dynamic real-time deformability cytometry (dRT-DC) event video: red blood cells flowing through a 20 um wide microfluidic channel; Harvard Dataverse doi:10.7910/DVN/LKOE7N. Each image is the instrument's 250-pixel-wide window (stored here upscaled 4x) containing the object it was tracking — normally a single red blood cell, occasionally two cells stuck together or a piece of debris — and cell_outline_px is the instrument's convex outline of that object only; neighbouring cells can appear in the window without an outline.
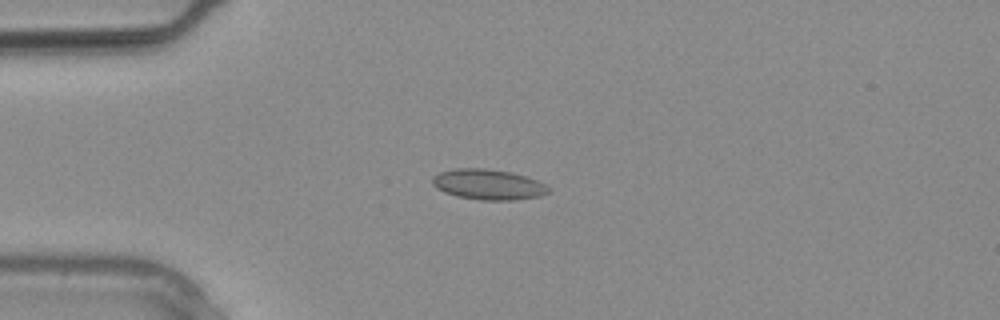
{"species": "common noctule bat (a hibernating species)", "species_latin": "Nyctalus noctula", "temperature_condition": "warm", "stored_images_in_passage": 3, "camera_frame_rate_fps": 3000, "um_per_image_px": 0.085, "animal": {"sex": "male", "body_mass_g": 20.4}, "frame": {"image": 1, "passage_image": 3, "time_ms": 0.667, "image_size_px": [1000, 320], "cell_outline_px": [[552, 188], [548, 192], [540, 196], [512, 200], [480, 200], [456, 196], [444, 192], [436, 188], [432, 184], [432, 176], [440, 172], [456, 168], [484, 168], [512, 172], [536, 180]], "centroid_in_image_um": [41.48, 15.68], "position_along_channel_um": 43.5, "area_um2": 20.63}}